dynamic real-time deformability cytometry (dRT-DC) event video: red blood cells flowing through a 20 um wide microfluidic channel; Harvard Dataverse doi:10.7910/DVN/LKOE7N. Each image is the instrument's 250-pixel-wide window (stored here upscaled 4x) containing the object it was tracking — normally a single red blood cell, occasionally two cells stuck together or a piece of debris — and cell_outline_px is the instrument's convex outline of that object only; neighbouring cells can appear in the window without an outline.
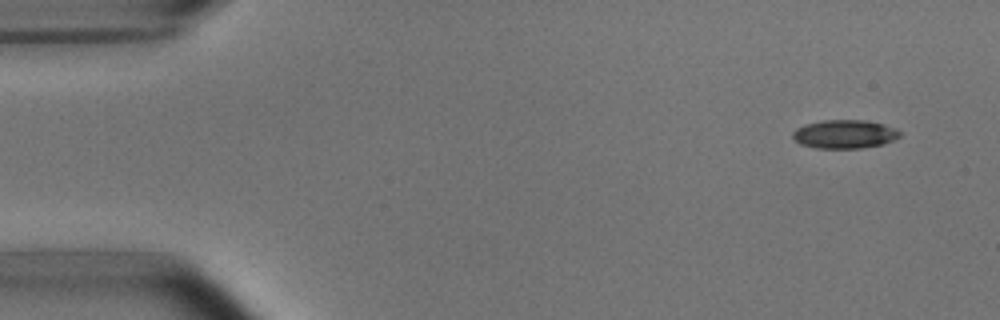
{"species": "common noctule bat (a hibernating species)", "species_latin": "Nyctalus noctula", "temperature_condition": "room temperature", "stored_images_in_passage": 7, "camera_frame_rate_fps": 3000, "um_per_image_px": 0.085, "animal": {"sex": "male", "body_mass_g": 15.6}, "frame": {"image": 1, "passage_image": 1, "time_ms": 0.0, "image_size_px": [1000, 320], "cell_outline_px": [[900, 136], [884, 144], [860, 148], [816, 148], [800, 144], [792, 136], [792, 132], [796, 128], [804, 124], [824, 120], [864, 120], [896, 128], [900, 132]], "centroid_in_image_um": [71.76, 11.4], "position_along_channel_um": 13.2, "area_um2": 17.74}}
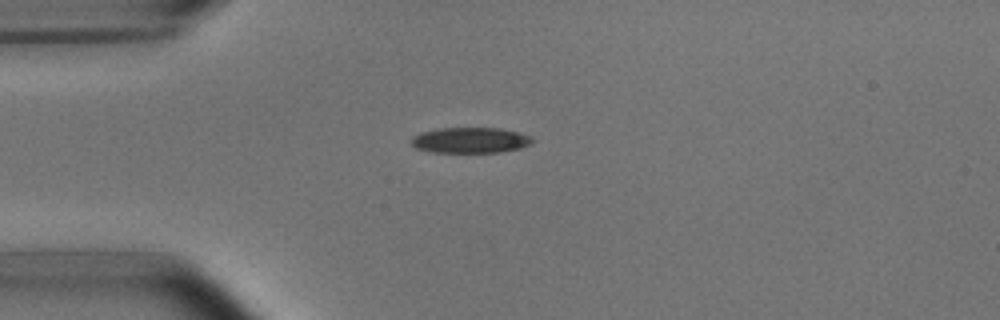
{"frame": {"image": 2, "passage_image": 4, "time_ms": 3.333, "image_size_px": [1000, 320], "cell_outline_px": [[532, 144], [520, 148], [500, 152], [432, 152], [416, 148], [412, 144], [412, 136], [420, 132], [440, 128], [496, 128], [516, 132], [528, 136], [532, 140]], "centroid_in_image_um": [39.93, 11.92], "position_along_channel_um": 45.1, "area_um2": 17.86}}
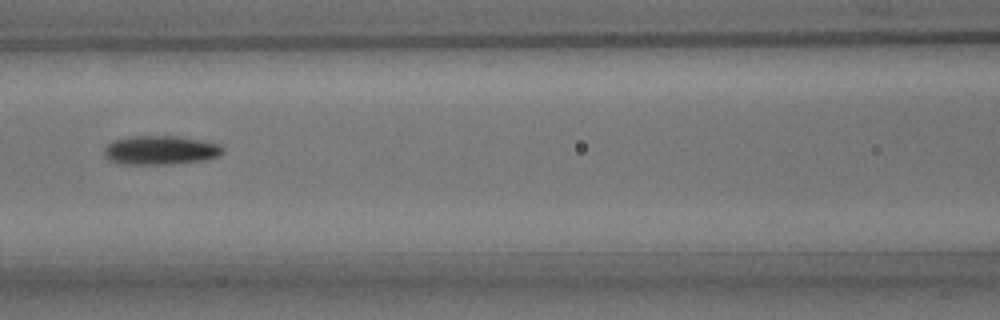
{"frame": {"image": 3, "passage_image": 7, "time_ms": 6.667, "image_size_px": [1000, 320], "cell_outline_px": [[224, 152], [220, 156], [204, 160], [168, 164], [124, 164], [108, 160], [104, 156], [104, 148], [112, 140], [132, 136], [176, 136], [220, 144], [224, 148]], "centroid_in_image_um": [13.63, 12.77], "position_along_channel_um": 153.0, "area_um2": 20.06}}